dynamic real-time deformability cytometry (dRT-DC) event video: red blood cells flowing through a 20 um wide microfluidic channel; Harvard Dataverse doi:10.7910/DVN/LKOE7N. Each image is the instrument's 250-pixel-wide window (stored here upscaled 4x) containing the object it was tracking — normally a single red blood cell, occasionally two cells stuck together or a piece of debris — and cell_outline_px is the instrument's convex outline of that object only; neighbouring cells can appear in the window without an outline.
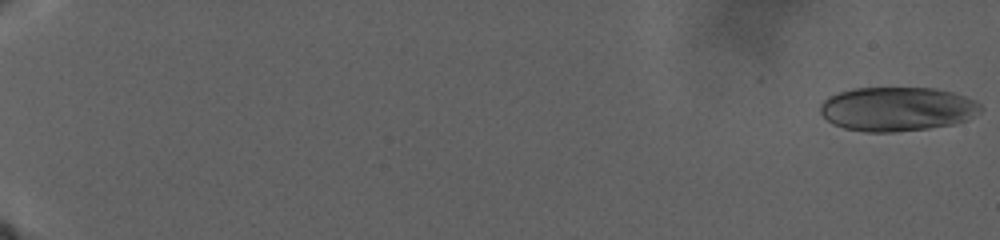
{"species": "human", "species_latin": "Homo sapiens", "temperature_condition": "warm", "stored_images_in_passage": 133, "camera_frame_rate_fps": 3000, "um_per_image_px": 0.085, "donor": {"sex": "male"}, "frame": {"image": 1, "passage_image": 1, "time_ms": 0.0, "image_size_px": [1000, 240], "cell_outline_px": [[984, 108], [980, 112], [968, 120], [952, 124], [928, 128], [892, 132], [864, 132], [844, 128], [832, 124], [820, 112], [820, 104], [828, 96], [840, 92], [856, 88], [936, 88], [952, 92], [976, 100]], "centroid_in_image_um": [76.27, 9.26], "position_along_channel_um": 8.7, "area_um2": 41.38}}
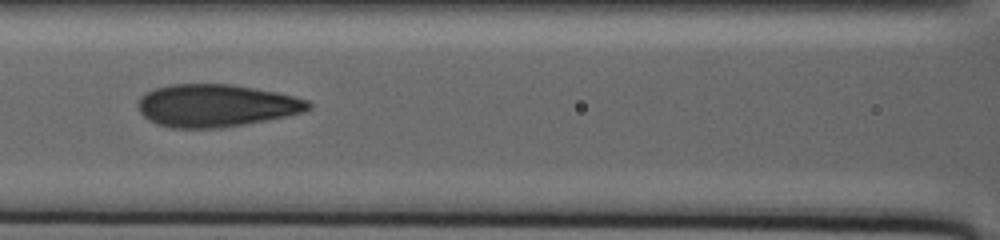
{"frame": {"image": 2, "passage_image": 70, "time_ms": 23.0, "image_size_px": [1000, 240], "cell_outline_px": [[312, 108], [304, 112], [288, 116], [244, 124], [220, 128], [172, 128], [156, 124], [148, 120], [140, 112], [136, 104], [140, 96], [156, 88], [168, 84], [232, 84], [276, 92], [308, 100], [312, 104]], "centroid_in_image_um": [18.35, 8.97], "position_along_channel_um": 148.2, "area_um2": 42.43}}
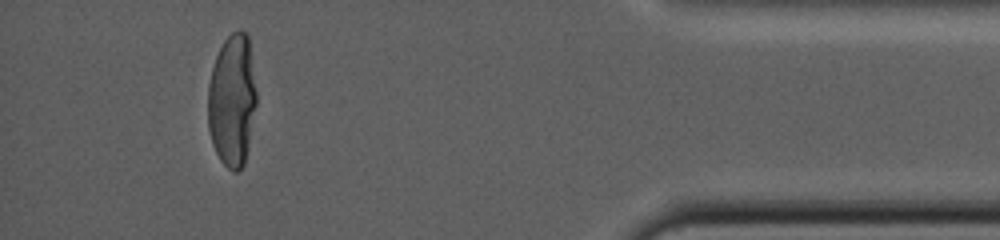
{"frame": {"image": 3, "passage_image": 121, "time_ms": 41.333, "image_size_px": [1000, 240], "cell_outline_px": [[256, 104], [244, 164], [236, 172], [232, 172], [220, 160], [212, 144], [208, 128], [208, 84], [212, 68], [216, 56], [224, 40], [232, 32], [240, 28], [248, 36], [256, 88]], "centroid_in_image_um": [19.72, 8.52], "position_along_channel_um": 415.5, "area_um2": 37.4}}